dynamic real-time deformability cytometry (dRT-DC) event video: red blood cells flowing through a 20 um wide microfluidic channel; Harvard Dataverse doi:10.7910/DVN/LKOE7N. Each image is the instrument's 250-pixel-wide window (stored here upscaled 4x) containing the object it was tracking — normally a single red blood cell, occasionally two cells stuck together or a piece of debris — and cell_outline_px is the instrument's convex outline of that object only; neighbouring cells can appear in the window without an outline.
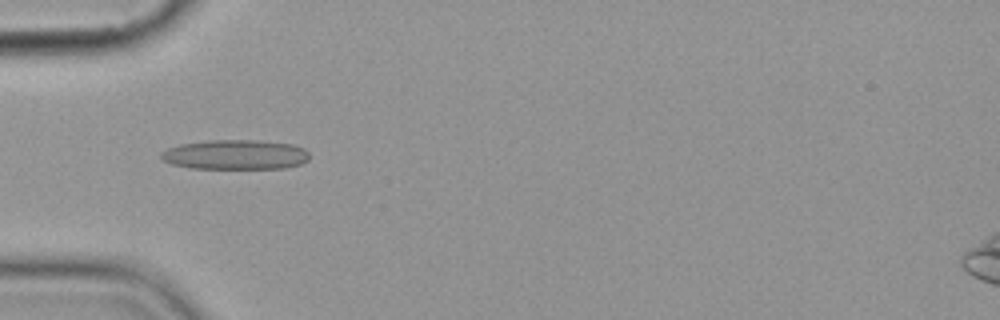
{"species": "common noctule bat (a hibernating species)", "species_latin": "Nyctalus noctula", "temperature_condition": "cold", "stored_images_in_passage": 15, "camera_frame_rate_fps": 3000, "um_per_image_px": 0.085, "animal": {"sex": "female", "body_mass_g": 19.9}, "frame": {"image": 1, "passage_image": 5, "time_ms": 5.333, "image_size_px": [1000, 320], "cell_outline_px": [[308, 160], [300, 164], [284, 168], [192, 168], [172, 164], [164, 160], [160, 156], [160, 152], [168, 148], [180, 144], [208, 140], [256, 140], [296, 144], [304, 148], [308, 152]], "centroid_in_image_um": [20.02, 13.13], "position_along_channel_um": 65.0, "area_um2": 25.72}}
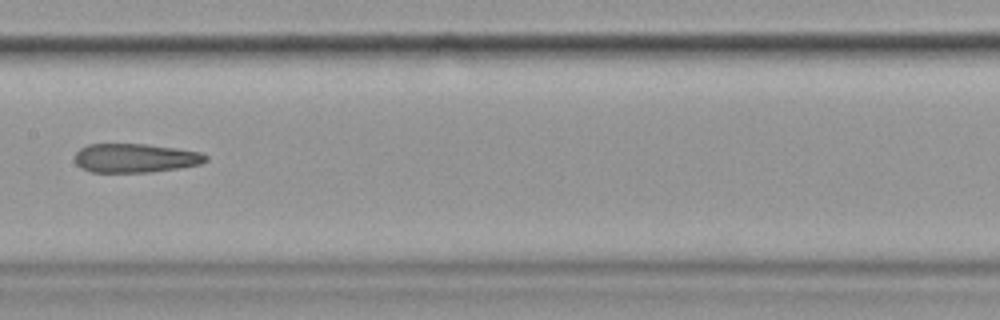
{"frame": {"image": 2, "passage_image": 8, "time_ms": 9.0, "image_size_px": [1000, 320], "cell_outline_px": [[208, 160], [200, 164], [152, 172], [92, 172], [80, 168], [76, 164], [76, 152], [80, 148], [88, 144], [148, 144], [176, 148], [200, 152], [208, 156]], "centroid_in_image_um": [11.49, 13.43], "position_along_channel_um": 195.9, "area_um2": 22.08}}
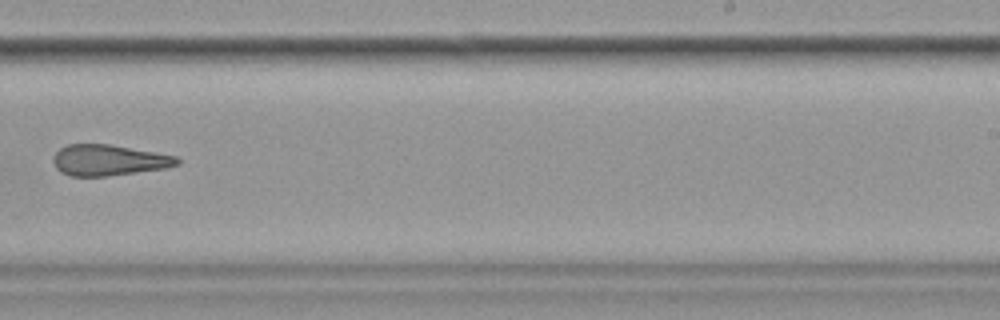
{"frame": {"image": 3, "passage_image": 10, "time_ms": 11.333, "image_size_px": [1000, 320], "cell_outline_px": [[180, 164], [164, 168], [136, 172], [104, 176], [72, 176], [60, 172], [56, 168], [52, 160], [56, 152], [60, 148], [68, 144], [108, 144], [156, 152], [176, 156], [180, 160]], "centroid_in_image_um": [9.22, 13.61], "position_along_channel_um": 279.8, "area_um2": 22.2}, "authors_computed_cell_mechanics": {"area_um2": 23.698, "velocity_mm_per_s": 3.6027, "shape_relaxation_time_tau1_ms": 5.1044, "shape_relaxation_time_tau2_ms": null, "deformation_change_tau1": 0.115, "deformation_change_tau2": null}}